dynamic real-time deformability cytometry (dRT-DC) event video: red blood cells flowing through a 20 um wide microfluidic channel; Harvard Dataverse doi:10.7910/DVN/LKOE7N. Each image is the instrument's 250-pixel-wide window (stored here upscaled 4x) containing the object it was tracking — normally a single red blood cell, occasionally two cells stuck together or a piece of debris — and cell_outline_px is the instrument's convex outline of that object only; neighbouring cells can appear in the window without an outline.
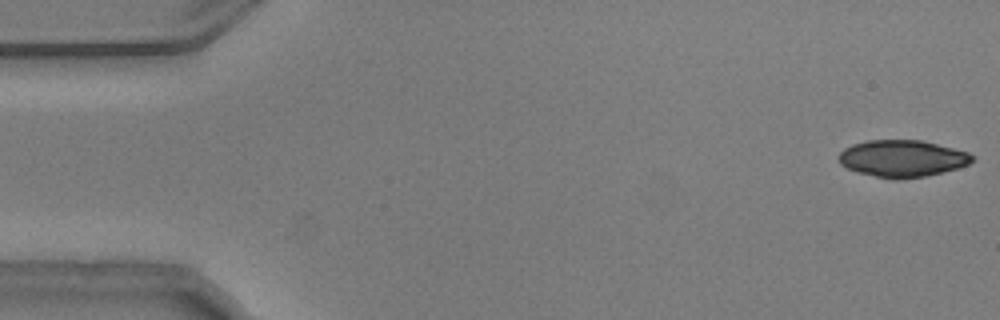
{"species": "common noctule bat (a hibernating species)", "species_latin": "Nyctalus noctula", "temperature_condition": "warm", "stored_images_in_passage": 53, "camera_frame_rate_fps": 3000, "um_per_image_px": 0.085, "animal": {"sex": "male", "body_mass_g": 20.5, "forearm_length_mm": 52.5}, "frame": {"image": 1, "passage_image": 1, "time_ms": 0.0, "image_size_px": [1000, 320], "cell_outline_px": [[976, 156], [968, 164], [956, 168], [924, 176], [896, 180], [892, 180], [856, 172], [840, 164], [840, 152], [844, 148], [852, 144], [868, 140], [920, 140], [968, 152]], "centroid_in_image_um": [76.67, 13.47], "position_along_channel_um": 8.3, "area_um2": 28.5}}